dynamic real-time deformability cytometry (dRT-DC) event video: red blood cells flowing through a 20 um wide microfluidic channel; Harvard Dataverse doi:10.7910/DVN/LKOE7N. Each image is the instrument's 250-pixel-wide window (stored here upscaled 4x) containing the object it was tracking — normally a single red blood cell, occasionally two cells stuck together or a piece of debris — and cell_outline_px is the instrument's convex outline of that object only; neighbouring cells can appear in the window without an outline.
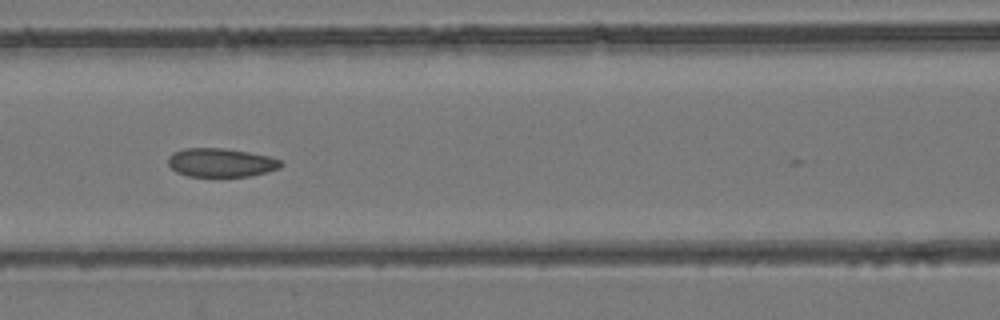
{"species": "common noctule bat (a hibernating species)", "species_latin": "Nyctalus noctula", "temperature_condition": "room temperature", "stored_images_in_passage": 8, "camera_frame_rate_fps": 3000, "um_per_image_px": 0.085, "animal": {"sex": "female", "body_mass_g": 24.6, "forearm_length_mm": 56.2}, "frame": {"image": 1, "passage_image": 5, "time_ms": 1.333, "image_size_px": [1000, 320], "cell_outline_px": [[284, 164], [280, 168], [252, 176], [188, 176], [176, 172], [168, 164], [168, 156], [172, 152], [184, 148], [224, 148], [248, 152], [268, 156], [280, 160]], "centroid_in_image_um": [18.77, 13.82], "position_along_channel_um": 147.8, "area_um2": 18.9}}
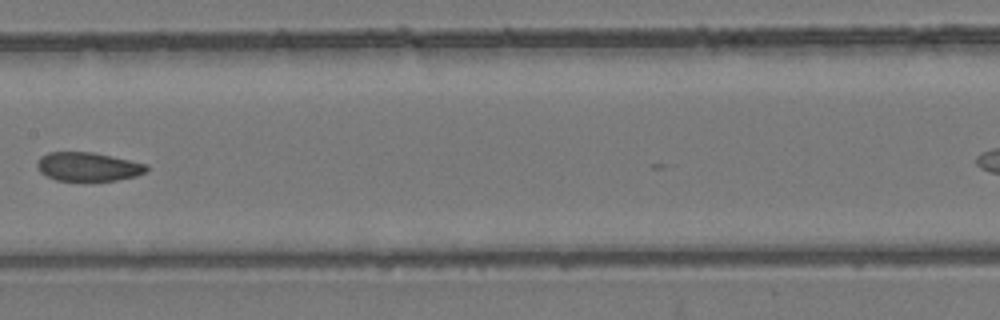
{"frame": {"image": 2, "passage_image": 6, "time_ms": 1.667, "image_size_px": [1000, 320], "cell_outline_px": [[148, 172], [136, 176], [116, 180], [56, 180], [40, 172], [36, 164], [40, 156], [48, 152], [92, 152], [148, 164]], "centroid_in_image_um": [7.5, 14.16], "position_along_channel_um": 199.9, "area_um2": 18.26}}